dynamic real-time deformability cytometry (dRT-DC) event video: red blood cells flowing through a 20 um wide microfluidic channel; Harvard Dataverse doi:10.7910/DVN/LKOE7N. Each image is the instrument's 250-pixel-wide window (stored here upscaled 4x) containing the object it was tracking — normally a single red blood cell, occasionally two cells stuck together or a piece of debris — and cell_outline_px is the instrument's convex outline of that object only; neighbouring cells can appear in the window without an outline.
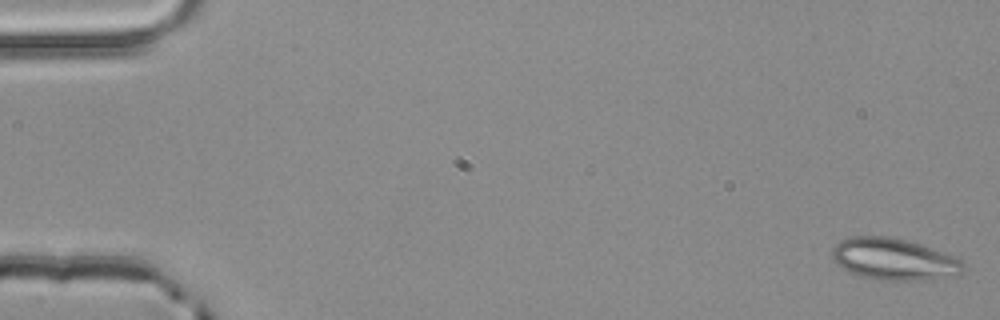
{"species": "common noctule bat (a hibernating species)", "species_latin": "Nyctalus noctula", "temperature_condition": "room temperature", "stored_images_in_passage": 4, "camera_frame_rate_fps": 3000, "um_per_image_px": 0.085, "animal": {"sex": "male", "body_mass_g": 20.4}, "frame": {"image": 1, "passage_image": 1, "time_ms": 0.0, "image_size_px": [1000, 320], "cell_outline_px": [[968, 268], [956, 276], [924, 280], [880, 280], [860, 276], [848, 272], [836, 264], [832, 260], [832, 248], [840, 240], [852, 236], [888, 236], [920, 244], [956, 256], [968, 264]], "centroid_in_image_um": [76.02, 22.04], "position_along_channel_um": 9.0, "area_um2": 32.43}}